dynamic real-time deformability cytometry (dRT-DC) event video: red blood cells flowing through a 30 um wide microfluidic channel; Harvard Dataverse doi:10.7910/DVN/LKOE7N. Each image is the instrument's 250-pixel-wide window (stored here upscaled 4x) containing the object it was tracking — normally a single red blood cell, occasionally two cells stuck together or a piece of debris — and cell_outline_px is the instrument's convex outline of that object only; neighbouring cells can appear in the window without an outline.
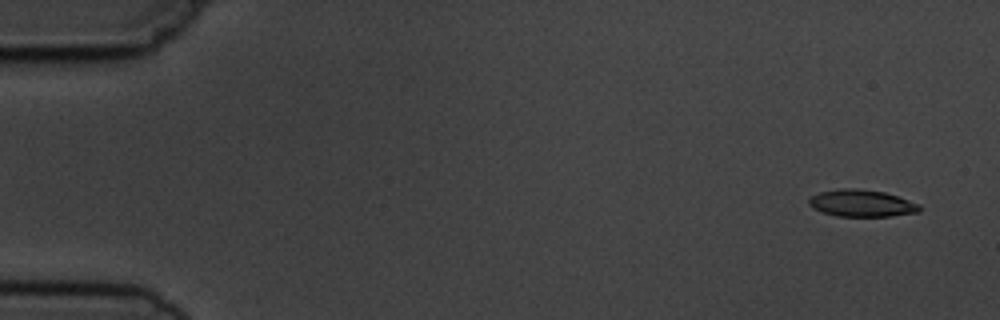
{"species": "common noctule bat (a hibernating species)", "species_latin": "Nyctalus noctula", "temperature_condition": "cold", "stored_images_in_passage": 4, "camera_frame_rate_fps": 3000, "um_per_image_px": 0.085, "animal": {"sex": "male", "body_mass_g": 19.5, "forearm_length_mm": 54.6}, "frame": {"image": 1, "passage_image": 1, "time_ms": 0.0, "image_size_px": [1000, 320], "cell_outline_px": [[920, 212], [892, 216], [836, 216], [812, 208], [808, 204], [808, 200], [812, 196], [820, 192], [840, 188], [856, 188], [884, 192], [920, 204]], "centroid_in_image_um": [73.23, 17.28], "position_along_channel_um": 11.8, "area_um2": 17.34}}
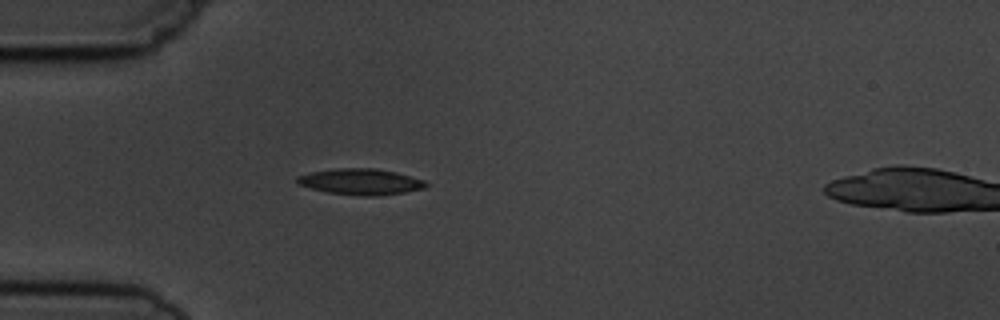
{"frame": {"image": 2, "passage_image": 4, "time_ms": 4.333, "image_size_px": [1000, 320], "cell_outline_px": [[428, 184], [424, 188], [404, 192], [380, 196], [364, 196], [328, 192], [312, 188], [300, 184], [296, 180], [296, 176], [312, 172], [336, 168], [376, 168], [396, 172], [424, 180]], "centroid_in_image_um": [30.68, 15.44], "position_along_channel_um": 54.3, "area_um2": 19.36}}